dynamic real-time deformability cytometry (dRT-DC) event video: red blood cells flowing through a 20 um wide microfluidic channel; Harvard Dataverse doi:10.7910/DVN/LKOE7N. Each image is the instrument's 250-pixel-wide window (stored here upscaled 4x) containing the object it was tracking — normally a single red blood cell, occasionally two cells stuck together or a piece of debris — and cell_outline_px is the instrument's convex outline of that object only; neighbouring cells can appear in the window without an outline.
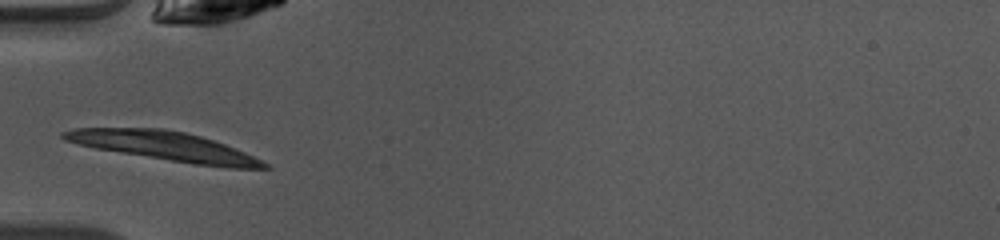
{"species": "common noctule bat (a hibernating species)", "species_latin": "Nyctalus noctula", "temperature_condition": "warm", "stored_images_in_passage": 33, "camera_frame_rate_fps": 3000, "um_per_image_px": 0.085, "animal": {"sex": "female", "body_mass_g": 10.0, "forearm_length_mm": 53.1}, "frame": {"image": 1, "passage_image": 1, "time_ms": 0.0, "image_size_px": [1000, 240], "cell_outline_px": [[272, 168], [228, 168], [192, 164], [96, 148], [64, 140], [60, 136], [60, 132], [72, 128], [164, 128], [184, 132], [200, 136], [224, 144], [244, 152], [268, 164]], "centroid_in_image_um": [13.95, 12.42], "position_along_channel_um": 71.1, "area_um2": 33.58}}
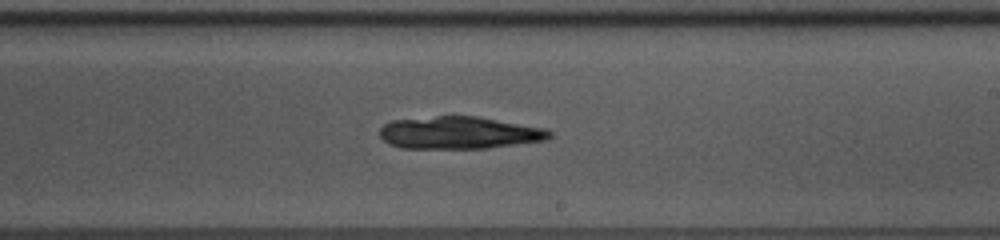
{"frame": {"image": 2, "passage_image": 14, "time_ms": 4.333, "image_size_px": [1000, 240], "cell_outline_px": [[552, 136], [548, 140], [488, 148], [400, 148], [388, 144], [380, 136], [380, 128], [384, 124], [392, 120], [436, 116], [480, 116], [548, 128], [552, 132]], "centroid_in_image_um": [39.09, 11.28], "position_along_channel_um": 249.9, "area_um2": 32.48}}
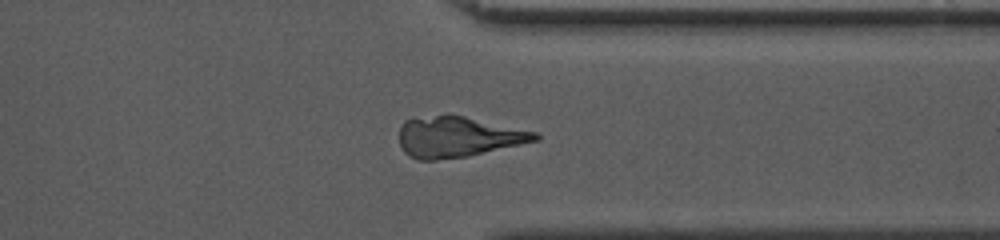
{"frame": {"image": 3, "passage_image": 23, "time_ms": 7.333, "image_size_px": [1000, 240], "cell_outline_px": [[540, 140], [468, 156], [436, 160], [416, 160], [408, 156], [404, 152], [400, 144], [400, 124], [404, 120], [448, 112], [536, 132], [540, 136]], "centroid_in_image_um": [38.89, 11.62], "position_along_channel_um": 372.5, "area_um2": 32.66}}